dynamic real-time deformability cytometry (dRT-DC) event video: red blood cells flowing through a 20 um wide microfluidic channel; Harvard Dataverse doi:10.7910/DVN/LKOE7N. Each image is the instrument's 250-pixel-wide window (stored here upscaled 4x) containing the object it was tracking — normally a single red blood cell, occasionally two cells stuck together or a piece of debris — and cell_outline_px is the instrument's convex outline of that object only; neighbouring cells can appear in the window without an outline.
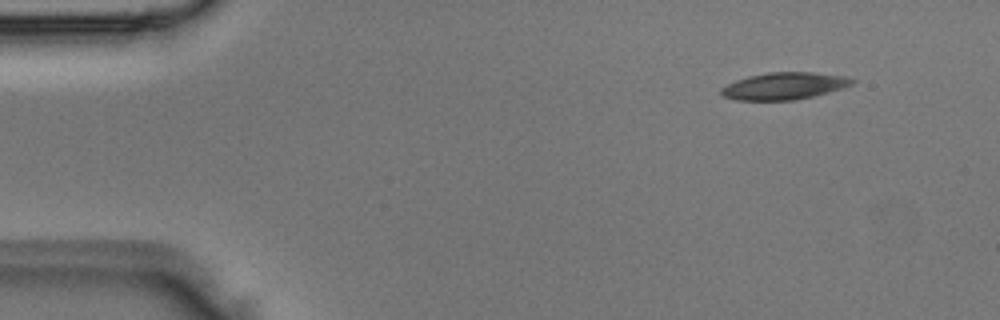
{"species": "Egyptian fruit bat (a non-hibernating species)", "species_latin": "Rousettus aegyptiacus", "temperature_condition": "room temperature", "stored_images_in_passage": 3, "camera_frame_rate_fps": 3000, "um_per_image_px": 0.085, "animal": {"sex": "male"}, "frame": {"image": 1, "passage_image": 1, "time_ms": 0.0, "image_size_px": [1000, 320], "cell_outline_px": [[856, 80], [852, 84], [844, 88], [796, 100], [736, 100], [720, 96], [720, 88], [736, 80], [748, 76], [768, 72], [812, 72], [844, 76]], "centroid_in_image_um": [66.62, 7.31], "position_along_channel_um": 18.4, "area_um2": 20.69}}
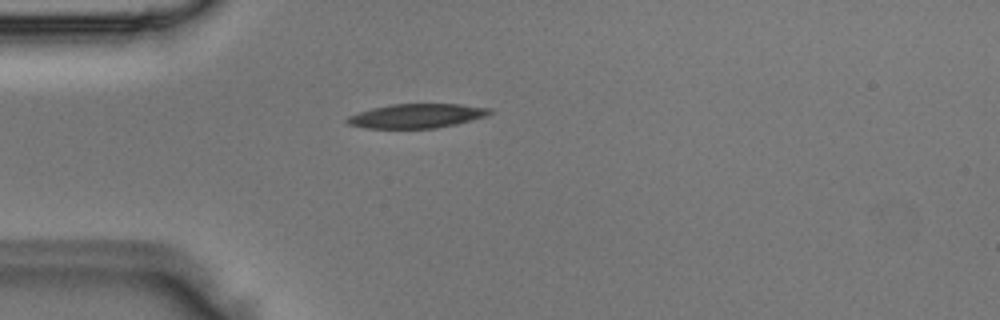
{"frame": {"image": 2, "passage_image": 3, "time_ms": 0.667, "image_size_px": [1000, 320], "cell_outline_px": [[492, 112], [488, 116], [456, 124], [436, 128], [368, 128], [348, 124], [344, 120], [348, 116], [372, 108], [392, 104], [460, 104], [492, 108]], "centroid_in_image_um": [35.46, 9.85], "position_along_channel_um": 49.5, "area_um2": 20.11}}